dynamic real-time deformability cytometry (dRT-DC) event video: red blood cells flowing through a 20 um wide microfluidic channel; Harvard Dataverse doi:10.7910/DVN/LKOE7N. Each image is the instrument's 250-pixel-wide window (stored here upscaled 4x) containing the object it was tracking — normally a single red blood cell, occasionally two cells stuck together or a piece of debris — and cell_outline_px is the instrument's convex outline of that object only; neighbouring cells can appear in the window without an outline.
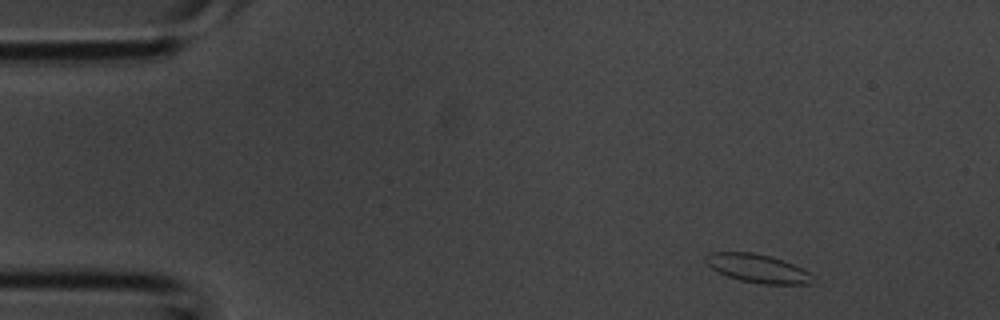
{"species": "common noctule bat (a hibernating species)", "species_latin": "Nyctalus noctula", "temperature_condition": "room temperature", "stored_images_in_passage": 4, "camera_frame_rate_fps": 3000, "um_per_image_px": 0.085, "animal": {"sex": "male", "body_mass_g": 20.1, "forearm_length_mm": 53.5}, "frame": {"image": 1, "passage_image": 1, "time_ms": 0.0, "image_size_px": [1000, 320], "cell_outline_px": [[808, 284], [760, 284], [740, 280], [728, 276], [712, 268], [704, 260], [704, 256], [712, 252], [752, 252], [768, 256], [792, 264], [808, 272]], "centroid_in_image_um": [64.29, 22.8], "position_along_channel_um": 20.7, "area_um2": 17.11}}